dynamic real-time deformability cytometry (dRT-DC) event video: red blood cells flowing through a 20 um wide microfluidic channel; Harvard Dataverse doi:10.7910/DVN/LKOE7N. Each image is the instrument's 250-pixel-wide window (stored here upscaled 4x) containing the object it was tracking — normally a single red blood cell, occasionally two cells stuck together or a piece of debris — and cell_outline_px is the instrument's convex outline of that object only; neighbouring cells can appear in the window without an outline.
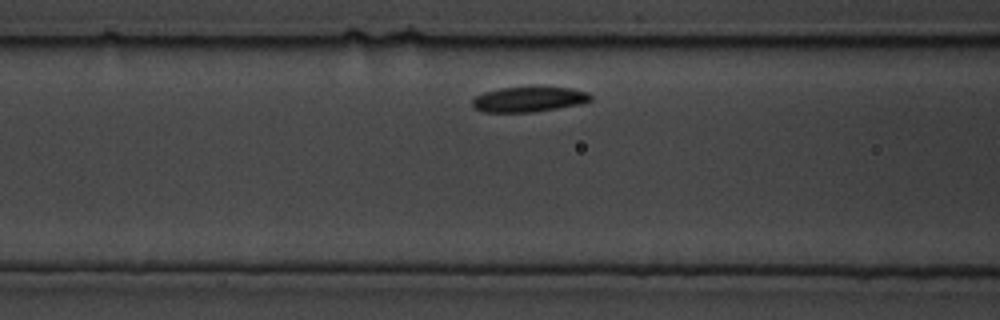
{"species": "common noctule bat (a hibernating species)", "species_latin": "Nyctalus noctula", "temperature_condition": "cold", "stored_images_in_passage": 14, "camera_frame_rate_fps": 3000, "um_per_image_px": 0.085, "animal": {"sex": "male", "body_mass_g": 19.5, "forearm_length_mm": 54.6}, "frame": {"image": 1, "passage_image": 3, "time_ms": 0.667, "image_size_px": [1000, 320], "cell_outline_px": [[592, 100], [580, 104], [532, 112], [484, 112], [472, 108], [472, 100], [476, 96], [484, 92], [500, 88], [532, 84], [572, 88], [588, 92], [592, 96]], "centroid_in_image_um": [44.96, 8.39], "position_along_channel_um": 121.6, "area_um2": 18.15}}
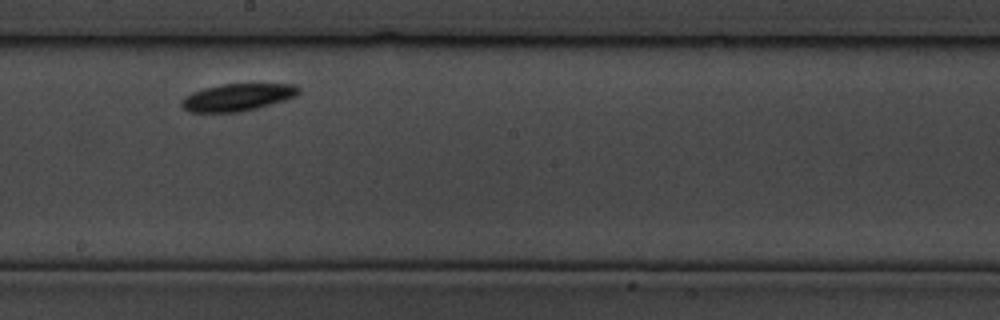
{"frame": {"image": 2, "passage_image": 8, "time_ms": 2.333, "image_size_px": [1000, 320], "cell_outline_px": [[300, 92], [296, 96], [272, 104], [240, 112], [192, 112], [184, 108], [180, 104], [180, 100], [184, 96], [192, 92], [204, 88], [220, 84], [296, 84], [300, 88]], "centroid_in_image_um": [20.18, 8.26], "position_along_channel_um": 228.0, "area_um2": 18.67}}
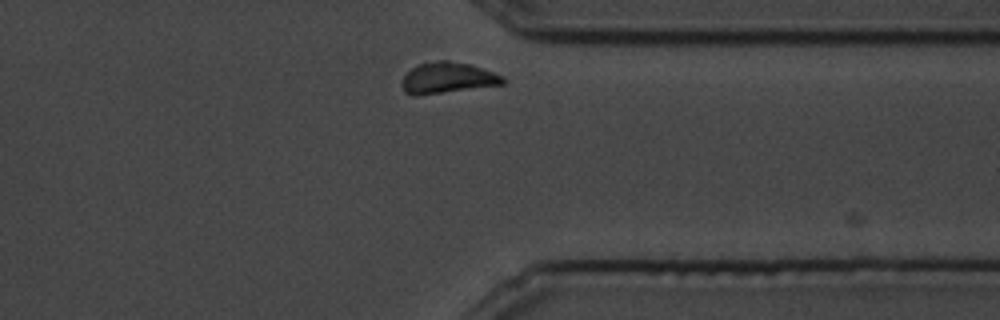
{"frame": {"image": 3, "passage_image": 14, "time_ms": 4.333, "image_size_px": [1000, 320], "cell_outline_px": [[508, 80], [504, 84], [412, 96], [404, 92], [400, 84], [400, 80], [412, 68], [420, 64], [440, 60], [448, 60], [472, 64], [504, 76]], "centroid_in_image_um": [38.05, 6.61], "position_along_channel_um": 373.4, "area_um2": 18.32}}